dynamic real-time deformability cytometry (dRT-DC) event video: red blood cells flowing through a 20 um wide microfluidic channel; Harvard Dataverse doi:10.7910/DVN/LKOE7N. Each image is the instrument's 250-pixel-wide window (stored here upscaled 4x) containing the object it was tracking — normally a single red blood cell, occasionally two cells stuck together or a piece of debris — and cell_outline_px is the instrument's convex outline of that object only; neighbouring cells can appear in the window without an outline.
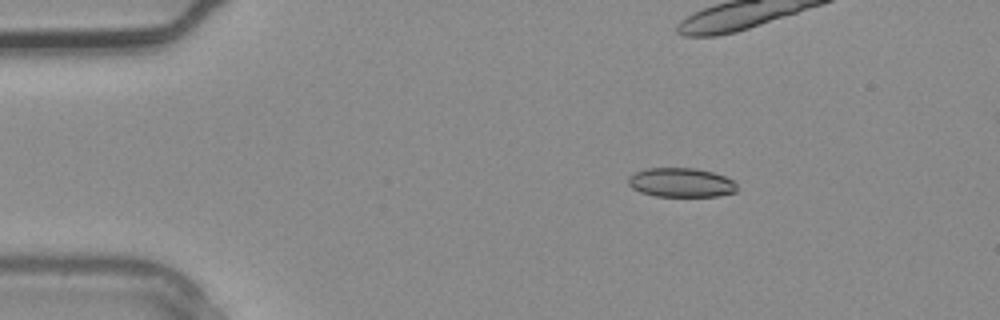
{"species": "common noctule bat (a hibernating species)", "species_latin": "Nyctalus noctula", "temperature_condition": "warm", "stored_images_in_passage": 3, "camera_frame_rate_fps": 3000, "um_per_image_px": 0.085, "animal": {"sex": "male", "body_mass_g": 20.4}, "frame": {"image": 1, "passage_image": 1, "time_ms": 0.0, "image_size_px": [1000, 320], "cell_outline_px": [[736, 192], [720, 196], [656, 196], [640, 192], [632, 188], [628, 184], [628, 176], [636, 172], [648, 168], [696, 168], [712, 172], [724, 176], [732, 180], [736, 184]], "centroid_in_image_um": [57.88, 15.52], "position_along_channel_um": 27.1, "area_um2": 18.5}}